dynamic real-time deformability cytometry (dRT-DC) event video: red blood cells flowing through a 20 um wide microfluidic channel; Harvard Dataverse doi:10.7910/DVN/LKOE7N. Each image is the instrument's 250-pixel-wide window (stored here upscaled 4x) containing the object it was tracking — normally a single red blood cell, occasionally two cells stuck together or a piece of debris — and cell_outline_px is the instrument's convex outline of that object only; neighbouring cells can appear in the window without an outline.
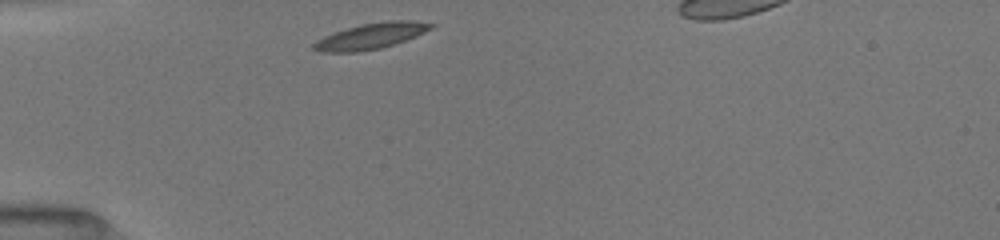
{"species": "common noctule bat (a hibernating species)", "species_latin": "Nyctalus noctula", "temperature_condition": "room temperature", "stored_images_in_passage": 34, "camera_frame_rate_fps": 3000, "um_per_image_px": 0.085, "animal": {"sex": "female", "body_mass_g": 19.5, "forearm_length_mm": 54.1}, "frame": {"image": 1, "passage_image": 1, "time_ms": 0.0, "image_size_px": [1000, 240], "cell_outline_px": [[436, 24], [432, 28], [416, 36], [380, 48], [356, 52], [320, 52], [312, 48], [312, 44], [316, 40], [324, 36], [360, 24], [388, 20], [412, 20]], "centroid_in_image_um": [31.52, 3.05], "position_along_channel_um": 53.5, "area_um2": 17.51}}
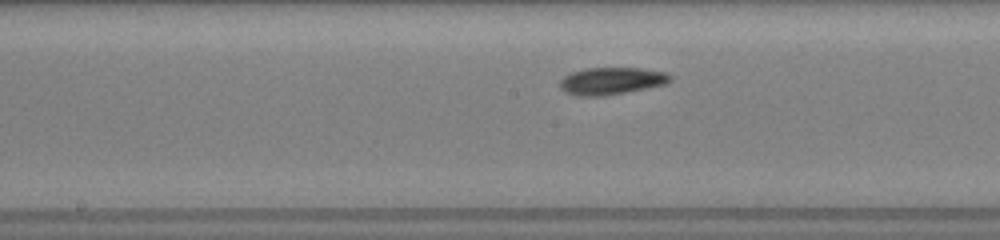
{"frame": {"image": 2, "passage_image": 13, "time_ms": 4.0, "image_size_px": [1000, 240], "cell_outline_px": [[672, 80], [668, 84], [648, 88], [604, 96], [580, 96], [564, 92], [560, 88], [560, 80], [564, 76], [572, 72], [584, 68], [640, 68], [664, 72], [672, 76]], "centroid_in_image_um": [51.98, 6.88], "position_along_channel_um": 196.2, "area_um2": 17.63}}
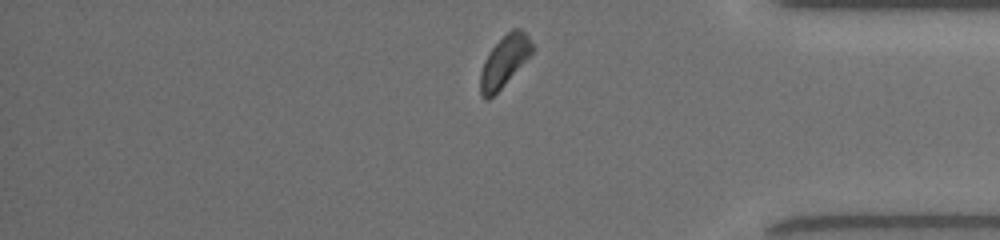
{"frame": {"image": 3, "passage_image": 29, "time_ms": 9.333, "image_size_px": [1000, 240], "cell_outline_px": [[536, 48], [504, 84], [488, 100], [484, 100], [480, 96], [480, 72], [488, 52], [512, 28], [520, 28], [528, 36]], "centroid_in_image_um": [42.86, 5.21], "position_along_channel_um": 392.3, "area_um2": 15.2}}